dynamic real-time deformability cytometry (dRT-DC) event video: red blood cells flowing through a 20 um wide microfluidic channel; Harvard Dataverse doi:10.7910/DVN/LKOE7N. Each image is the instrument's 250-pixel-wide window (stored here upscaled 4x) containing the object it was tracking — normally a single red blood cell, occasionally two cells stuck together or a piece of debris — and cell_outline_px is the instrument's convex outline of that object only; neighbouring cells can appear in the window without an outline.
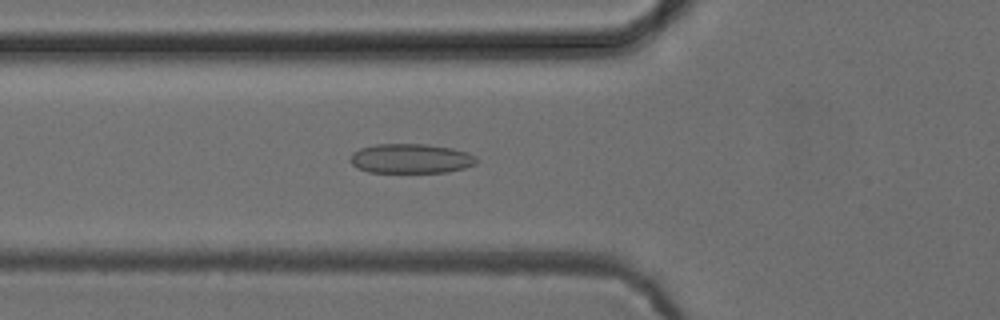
{"species": "common noctule bat (a hibernating species)", "species_latin": "Nyctalus noctula", "temperature_condition": "cold", "stored_images_in_passage": 48, "camera_frame_rate_fps": 3000, "um_per_image_px": 0.085, "animal": {"sex": "female", "body_mass_g": 24.6, "forearm_length_mm": 56.2}, "frame": {"image": 1, "passage_image": 15, "time_ms": 4.667, "image_size_px": [1000, 320], "cell_outline_px": [[476, 164], [464, 168], [448, 172], [368, 172], [356, 168], [348, 160], [352, 152], [360, 148], [376, 144], [428, 144], [452, 148], [468, 152], [476, 156]], "centroid_in_image_um": [34.9, 13.47], "position_along_channel_um": 90.9, "area_um2": 21.96}}
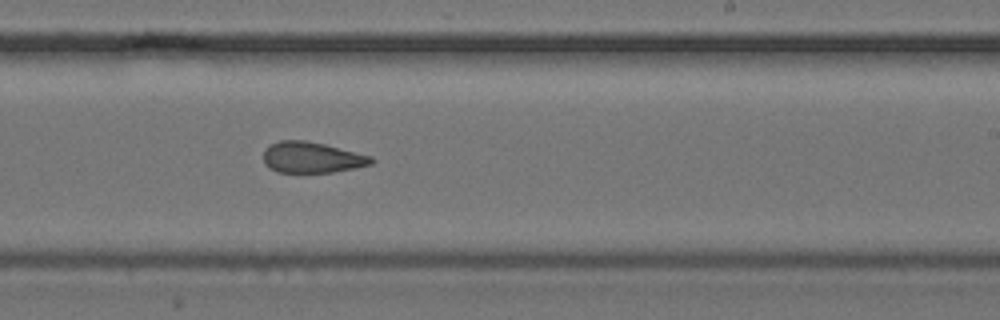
{"frame": {"image": 2, "passage_image": 28, "time_ms": 9.0, "image_size_px": [1000, 320], "cell_outline_px": [[376, 160], [372, 164], [332, 172], [276, 172], [268, 168], [264, 164], [264, 152], [268, 144], [280, 140], [304, 140], [324, 144], [372, 156]], "centroid_in_image_um": [26.48, 13.38], "position_along_channel_um": 262.5, "area_um2": 19.48}}
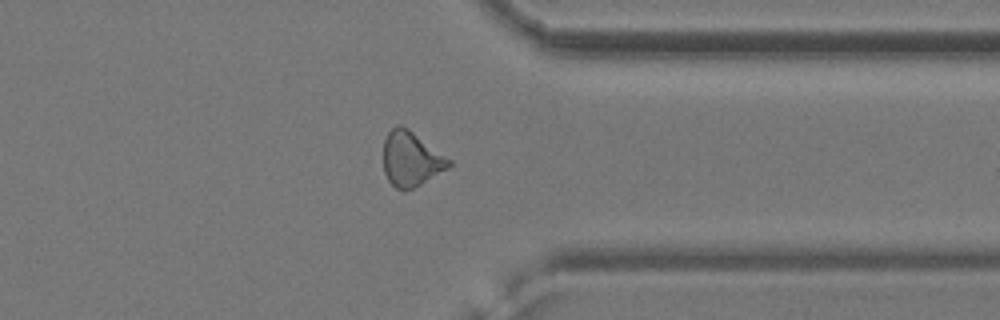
{"frame": {"image": 3, "passage_image": 37, "time_ms": 12.0, "image_size_px": [1000, 320], "cell_outline_px": [[452, 164], [448, 168], [420, 184], [404, 192], [396, 188], [388, 180], [384, 172], [384, 140], [388, 132], [396, 124], [400, 124], [408, 128], [452, 160]], "centroid_in_image_um": [34.93, 13.5], "position_along_channel_um": 376.5, "area_um2": 20.87}, "authors_computed_cell_mechanics": {"area_um2": 20.4612, "velocity_mm_per_s": 3.9501, "shape_relaxation_time_tau1_ms": null, "shape_relaxation_time_tau2_ms": 2.8782, "deformation_change_tau1": null, "deformation_change_tau2": 0.1125}}